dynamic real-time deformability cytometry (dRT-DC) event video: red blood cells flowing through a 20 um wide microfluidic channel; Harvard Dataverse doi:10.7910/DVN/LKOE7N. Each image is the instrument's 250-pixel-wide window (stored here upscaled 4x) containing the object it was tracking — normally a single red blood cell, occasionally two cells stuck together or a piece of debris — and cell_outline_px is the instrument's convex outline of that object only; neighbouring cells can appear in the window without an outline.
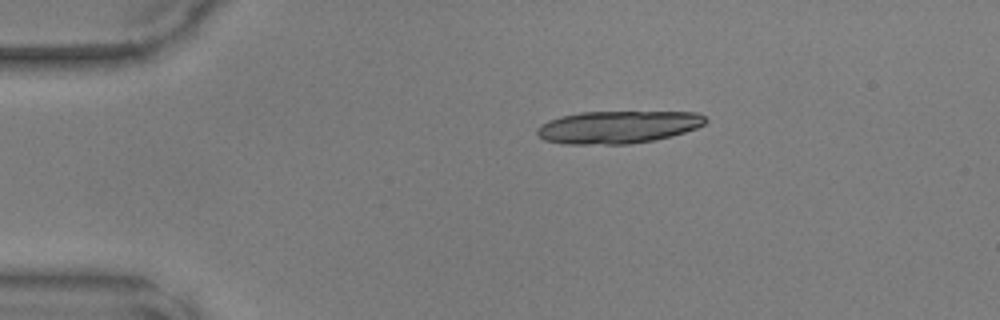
{"species": "common noctule bat (a hibernating species)", "species_latin": "Nyctalus noctula", "temperature_condition": "warm", "stored_images_in_passage": 39, "camera_frame_rate_fps": 3000, "um_per_image_px": 0.085, "animal": {"sex": "male", "body_mass_g": 17.9, "forearm_length_mm": 54.2}, "frame": {"image": 1, "passage_image": 1, "time_ms": 0.0, "image_size_px": [1000, 320], "cell_outline_px": [[708, 120], [704, 124], [696, 128], [672, 136], [632, 144], [564, 144], [544, 140], [536, 132], [536, 128], [540, 124], [548, 120], [560, 116], [580, 112], [696, 112], [704, 116]], "centroid_in_image_um": [52.49, 10.8], "position_along_channel_um": 32.5, "area_um2": 32.02}}